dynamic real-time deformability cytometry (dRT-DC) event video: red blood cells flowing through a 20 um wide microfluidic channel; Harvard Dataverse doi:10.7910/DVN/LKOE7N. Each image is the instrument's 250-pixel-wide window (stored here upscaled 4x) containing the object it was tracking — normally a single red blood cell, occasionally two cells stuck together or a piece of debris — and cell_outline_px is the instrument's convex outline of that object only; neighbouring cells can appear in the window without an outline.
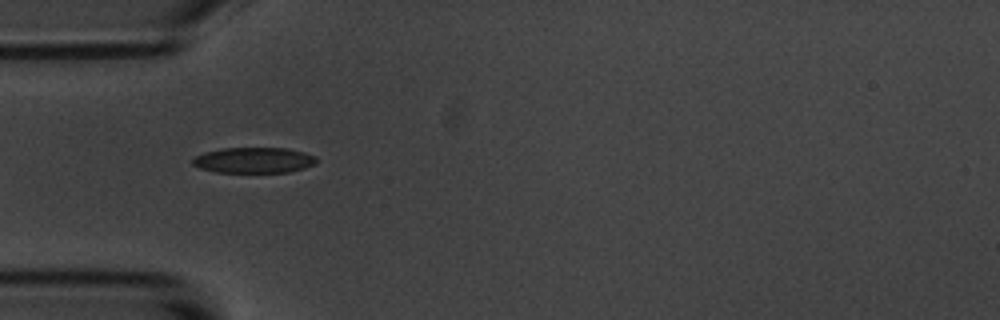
{"species": "common noctule bat (a hibernating species)", "species_latin": "Nyctalus noctula", "temperature_condition": "room temperature", "stored_images_in_passage": 2, "camera_frame_rate_fps": 3000, "um_per_image_px": 0.085, "animal": {"sex": "male", "body_mass_g": 20.1, "forearm_length_mm": 53.5}, "frame": {"image": 1, "passage_image": 1, "time_ms": 0.0, "image_size_px": [1000, 320], "cell_outline_px": [[316, 164], [304, 168], [288, 172], [216, 172], [200, 168], [192, 164], [192, 160], [196, 156], [204, 152], [220, 148], [288, 148], [304, 152], [316, 156]], "centroid_in_image_um": [21.58, 13.61], "position_along_channel_um": 63.4, "area_um2": 18.55}}